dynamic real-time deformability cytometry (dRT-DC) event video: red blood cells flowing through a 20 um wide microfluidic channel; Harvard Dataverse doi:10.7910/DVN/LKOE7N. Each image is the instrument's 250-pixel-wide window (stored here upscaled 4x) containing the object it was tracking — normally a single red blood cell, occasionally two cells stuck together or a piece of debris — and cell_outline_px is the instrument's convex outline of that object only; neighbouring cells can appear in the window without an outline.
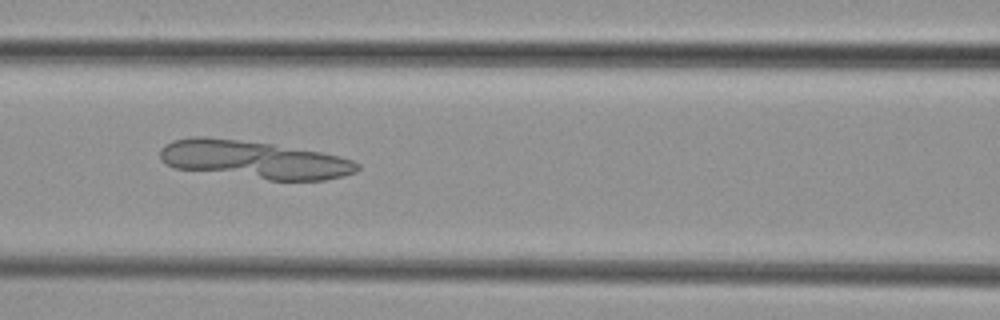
{"species": "common noctule bat (a hibernating species)", "species_latin": "Nyctalus noctula", "temperature_condition": "cold", "stored_images_in_passage": 7, "camera_frame_rate_fps": 3000, "um_per_image_px": 0.085, "animal": {"sex": "female", "body_mass_g": 29.2, "forearm_length_mm": 56.3}, "frame": {"image": 1, "passage_image": 5, "time_ms": 6.0, "image_size_px": [1000, 320], "cell_outline_px": [[360, 168], [356, 172], [344, 176], [324, 180], [268, 180], [176, 168], [160, 160], [160, 148], [164, 144], [172, 140], [192, 136], [208, 136], [272, 144], [320, 152], [340, 156], [352, 160], [360, 164]], "centroid_in_image_um": [21.58, 13.56], "position_along_channel_um": 145.0, "area_um2": 43.7}}
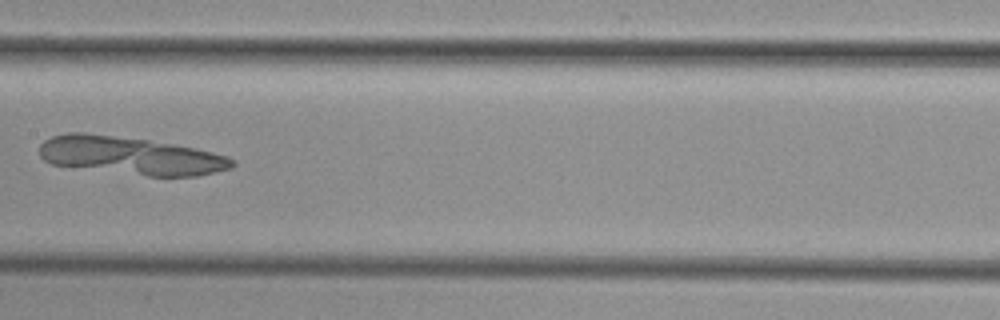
{"frame": {"image": 2, "passage_image": 6, "time_ms": 7.333, "image_size_px": [1000, 320], "cell_outline_px": [[236, 164], [232, 168], [196, 176], [148, 176], [52, 164], [44, 160], [40, 156], [40, 144], [44, 140], [52, 136], [68, 132], [84, 132], [148, 140], [196, 148], [228, 156], [236, 160]], "centroid_in_image_um": [11.11, 13.22], "position_along_channel_um": 196.3, "area_um2": 42.48}}
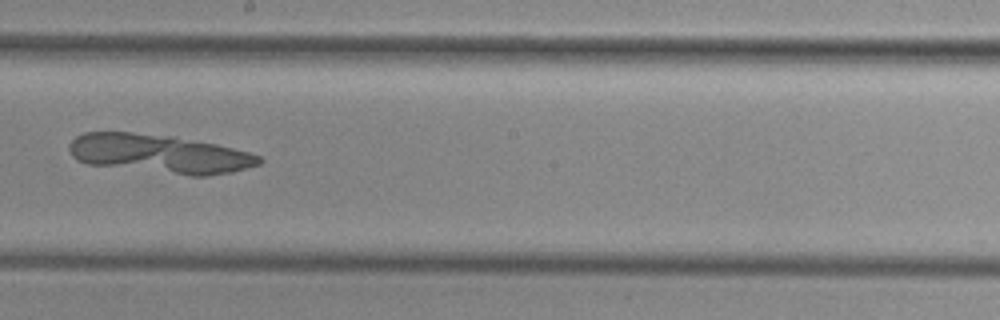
{"frame": {"image": 3, "passage_image": 7, "time_ms": 8.333, "image_size_px": [1000, 320], "cell_outline_px": [[264, 160], [260, 164], [232, 172], [208, 176], [192, 176], [88, 164], [76, 160], [72, 156], [68, 148], [68, 144], [76, 136], [84, 132], [132, 132], [172, 136], [216, 144], [248, 152], [260, 156]], "centroid_in_image_um": [13.53, 13.07], "position_along_channel_um": 234.7, "area_um2": 42.95}}